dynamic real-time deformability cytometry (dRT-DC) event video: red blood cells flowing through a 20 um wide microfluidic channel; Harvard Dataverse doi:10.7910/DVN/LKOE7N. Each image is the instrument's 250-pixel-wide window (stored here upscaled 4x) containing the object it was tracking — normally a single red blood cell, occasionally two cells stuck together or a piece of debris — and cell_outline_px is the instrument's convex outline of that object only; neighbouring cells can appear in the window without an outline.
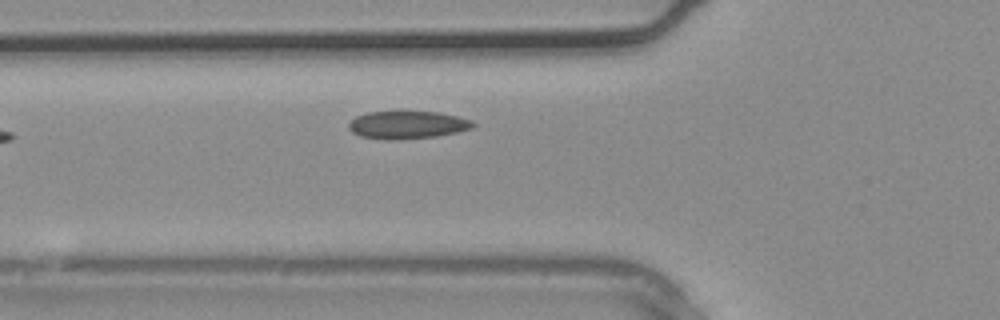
{"species": "common noctule bat (a hibernating species)", "species_latin": "Nyctalus noctula", "temperature_condition": "warm", "stored_images_in_passage": 4, "segment_of_instrument_passage": [1, 2], "camera_frame_rate_fps": 3000, "um_per_image_px": 0.085, "animal": {"sex": "male", "body_mass_g": 20.4}, "frame": {"image": 1, "passage_image": 3, "time_ms": 0.667, "image_size_px": [1000, 320], "cell_outline_px": [[476, 128], [436, 136], [400, 140], [384, 140], [360, 136], [352, 132], [348, 128], [348, 124], [356, 116], [368, 112], [400, 108], [440, 112], [472, 120], [476, 124]], "centroid_in_image_um": [34.62, 10.57], "position_along_channel_um": 91.2, "area_um2": 21.27}}